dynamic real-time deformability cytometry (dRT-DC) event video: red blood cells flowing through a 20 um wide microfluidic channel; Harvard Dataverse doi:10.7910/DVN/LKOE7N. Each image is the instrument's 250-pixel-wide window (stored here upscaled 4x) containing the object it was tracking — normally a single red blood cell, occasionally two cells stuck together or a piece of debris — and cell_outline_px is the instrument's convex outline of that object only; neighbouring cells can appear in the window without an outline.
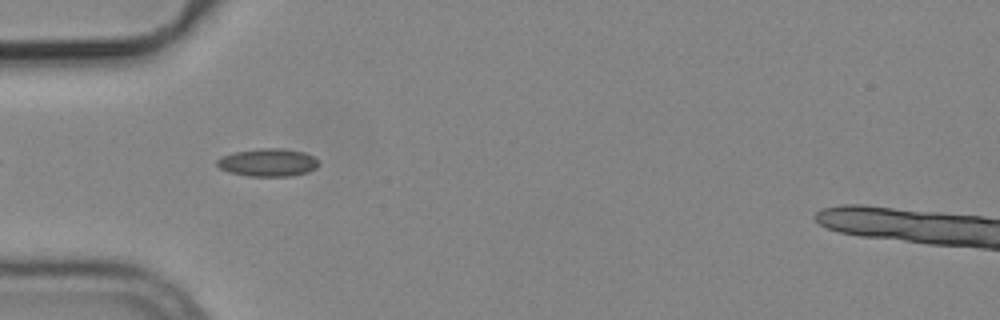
{"species": "common noctule bat (a hibernating species)", "species_latin": "Nyctalus noctula", "temperature_condition": "cold", "stored_images_in_passage": 6, "camera_frame_rate_fps": 3000, "um_per_image_px": 0.085, "animal": {"sex": "male", "body_mass_g": 19.2, "forearm_length_mm": 51.8}, "frame": {"image": 1, "passage_image": 5, "time_ms": 1.333, "image_size_px": [1000, 320], "cell_outline_px": [[320, 164], [316, 168], [308, 172], [292, 176], [248, 176], [228, 172], [220, 168], [216, 164], [216, 160], [224, 156], [236, 152], [256, 148], [284, 148], [304, 152], [312, 156]], "centroid_in_image_um": [22.78, 13.81], "position_along_channel_um": 62.2, "area_um2": 16.53}}
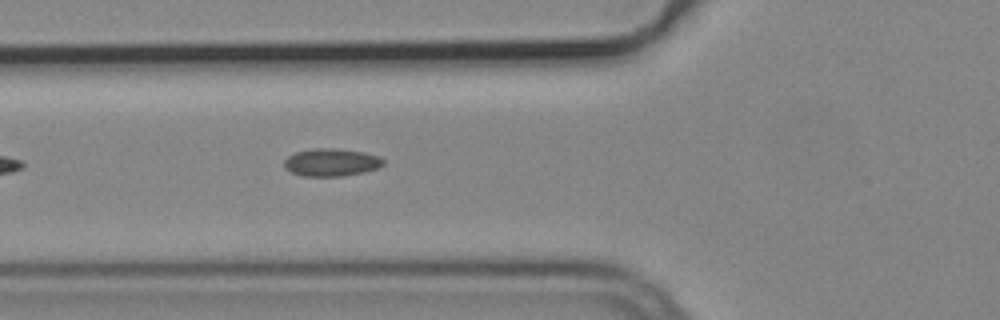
{"frame": {"image": 2, "passage_image": 6, "time_ms": 1.667, "image_size_px": [1000, 320], "cell_outline_px": [[384, 164], [380, 168], [364, 172], [340, 176], [304, 176], [292, 172], [284, 168], [284, 160], [288, 156], [296, 152], [312, 148], [336, 148], [364, 152], [380, 156], [384, 160]], "centroid_in_image_um": [28.19, 13.79], "position_along_channel_um": 97.6, "area_um2": 16.13}}